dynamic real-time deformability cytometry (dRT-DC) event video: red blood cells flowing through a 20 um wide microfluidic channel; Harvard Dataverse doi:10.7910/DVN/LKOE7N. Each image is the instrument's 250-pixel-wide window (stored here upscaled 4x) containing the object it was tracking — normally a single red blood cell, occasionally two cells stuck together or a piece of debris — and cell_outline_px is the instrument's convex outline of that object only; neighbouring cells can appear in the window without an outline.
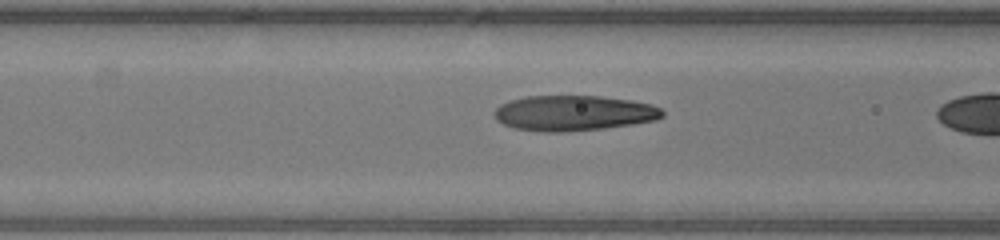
{"species": "human", "species_latin": "Homo sapiens", "temperature_condition": "warm", "stored_images_in_passage": 17, "camera_frame_rate_fps": 3000, "um_per_image_px": 0.085, "donor": {"sex": "male"}, "frame": {"image": 1, "passage_image": 15, "time_ms": 4.667, "image_size_px": [1000, 240], "cell_outline_px": [[664, 116], [656, 120], [632, 124], [604, 128], [564, 132], [540, 132], [512, 128], [496, 120], [492, 112], [500, 104], [508, 100], [524, 96], [600, 96], [632, 100], [652, 104], [660, 108], [664, 112]], "centroid_in_image_um": [48.73, 9.61], "position_along_channel_um": 117.9, "area_um2": 35.03}}